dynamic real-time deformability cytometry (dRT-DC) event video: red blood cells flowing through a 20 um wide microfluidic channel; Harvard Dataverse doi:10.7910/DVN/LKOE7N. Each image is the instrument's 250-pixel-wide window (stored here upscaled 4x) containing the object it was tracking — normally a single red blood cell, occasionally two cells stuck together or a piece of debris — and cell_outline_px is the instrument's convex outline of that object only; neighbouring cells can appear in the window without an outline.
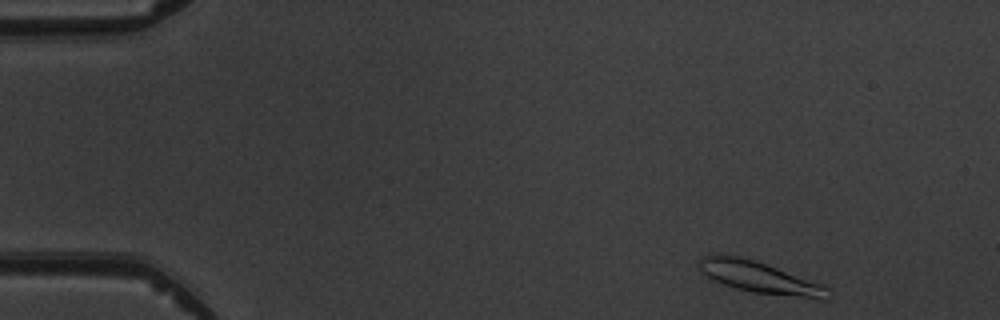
{"species": "common noctule bat (a hibernating species)", "species_latin": "Nyctalus noctula", "temperature_condition": "warm", "stored_images_in_passage": 4, "camera_frame_rate_fps": 3000, "um_per_image_px": 0.085, "animal": {"sex": "male", "body_mass_g": 19.5, "forearm_length_mm": 54.6}, "frame": {"image": 1, "passage_image": 1, "time_ms": 0.0, "image_size_px": [1000, 320], "cell_outline_px": [[832, 296], [828, 300], [820, 300], [752, 292], [736, 288], [712, 280], [704, 276], [700, 268], [700, 256], [716, 252], [720, 252], [740, 256], [824, 284], [832, 288]], "centroid_in_image_um": [64.61, 23.59], "position_along_channel_um": 20.4, "area_um2": 24.33}}